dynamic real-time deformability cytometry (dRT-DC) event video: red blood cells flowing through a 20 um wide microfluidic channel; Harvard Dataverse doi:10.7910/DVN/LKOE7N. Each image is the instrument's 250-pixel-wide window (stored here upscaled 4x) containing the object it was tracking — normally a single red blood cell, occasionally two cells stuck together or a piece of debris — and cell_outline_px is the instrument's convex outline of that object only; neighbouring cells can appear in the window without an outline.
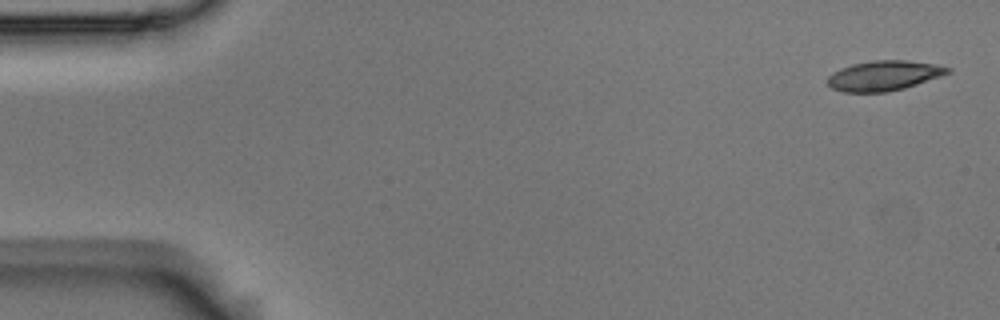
{"species": "Egyptian fruit bat (a non-hibernating species)", "species_latin": "Rousettus aegyptiacus", "temperature_condition": "room temperature", "stored_images_in_passage": 5, "segment_of_instrument_passage": [1, 2], "camera_frame_rate_fps": 3000, "um_per_image_px": 0.085, "animal": {"sex": "male"}, "frame": {"image": 1, "passage_image": 1, "time_ms": 0.0, "image_size_px": [1000, 320], "cell_outline_px": [[952, 72], [904, 88], [884, 92], [840, 92], [832, 88], [828, 84], [828, 76], [832, 72], [840, 68], [852, 64], [872, 60], [904, 60], [932, 64], [952, 68]], "centroid_in_image_um": [75.09, 6.43], "position_along_channel_um": 9.9, "area_um2": 20.87}}
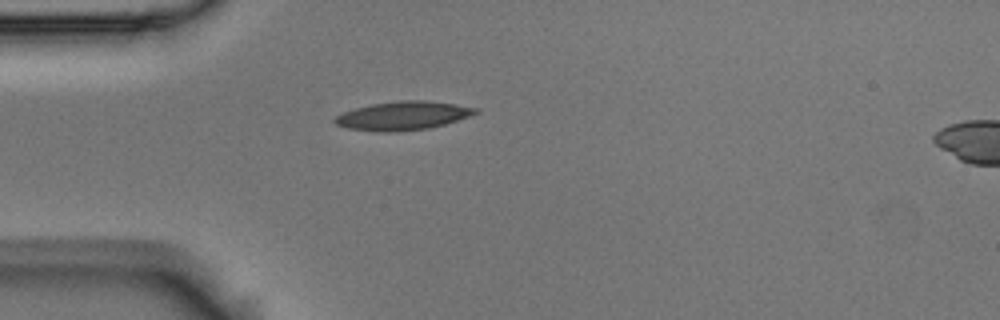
{"frame": {"image": 2, "passage_image": 4, "time_ms": 1.0, "image_size_px": [1000, 320], "cell_outline_px": [[480, 112], [444, 124], [428, 128], [396, 132], [380, 132], [348, 128], [336, 124], [332, 120], [336, 116], [344, 112], [356, 108], [372, 104], [400, 100], [424, 100], [456, 104], [480, 108]], "centroid_in_image_um": [34.26, 9.83], "position_along_channel_um": 50.7, "area_um2": 23.35}}